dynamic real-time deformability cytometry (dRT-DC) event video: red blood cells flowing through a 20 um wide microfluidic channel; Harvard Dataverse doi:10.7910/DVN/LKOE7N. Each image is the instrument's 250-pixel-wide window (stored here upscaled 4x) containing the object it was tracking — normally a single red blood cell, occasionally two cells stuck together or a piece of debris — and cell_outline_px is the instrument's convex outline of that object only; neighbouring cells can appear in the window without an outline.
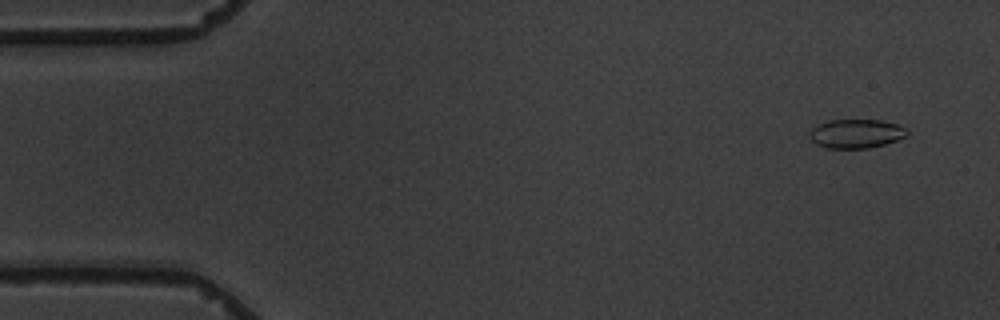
{"species": "common noctule bat (a hibernating species)", "species_latin": "Nyctalus noctula", "temperature_condition": "warm", "stored_images_in_passage": 8, "camera_frame_rate_fps": 3000, "um_per_image_px": 0.085, "animal": {"sex": "male", "body_mass_g": 19.5, "forearm_length_mm": 54.6}, "frame": {"image": 1, "passage_image": 2, "time_ms": 1.0, "image_size_px": [1000, 320], "cell_outline_px": [[908, 132], [904, 136], [896, 140], [884, 144], [868, 148], [824, 148], [816, 144], [808, 136], [808, 132], [816, 124], [828, 120], [880, 120], [896, 124], [908, 128]], "centroid_in_image_um": [72.71, 11.35], "position_along_channel_um": 12.3, "area_um2": 16.53}}
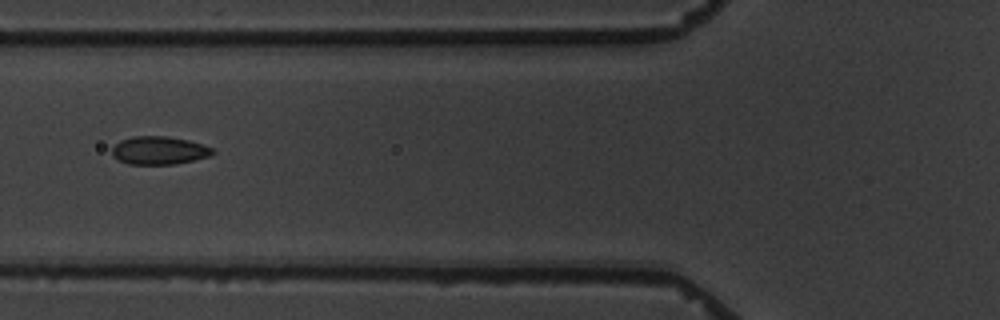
{"frame": {"image": 2, "passage_image": 7, "time_ms": 7.0, "image_size_px": [1000, 320], "cell_outline_px": [[216, 152], [208, 156], [176, 164], [128, 164], [112, 156], [112, 148], [120, 140], [132, 136], [168, 136], [188, 140], [204, 144], [212, 148]], "centroid_in_image_um": [13.52, 12.78], "position_along_channel_um": 112.3, "area_um2": 16.47}}
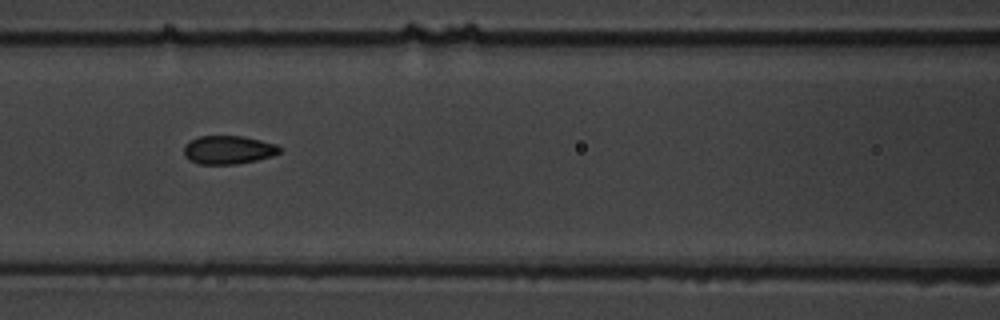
{"frame": {"image": 3, "passage_image": 8, "time_ms": 8.0, "image_size_px": [1000, 320], "cell_outline_px": [[284, 148], [280, 152], [272, 156], [256, 160], [236, 164], [200, 164], [188, 160], [184, 156], [184, 144], [200, 136], [244, 136], [276, 144]], "centroid_in_image_um": [19.41, 12.74], "position_along_channel_um": 147.2, "area_um2": 15.95}}